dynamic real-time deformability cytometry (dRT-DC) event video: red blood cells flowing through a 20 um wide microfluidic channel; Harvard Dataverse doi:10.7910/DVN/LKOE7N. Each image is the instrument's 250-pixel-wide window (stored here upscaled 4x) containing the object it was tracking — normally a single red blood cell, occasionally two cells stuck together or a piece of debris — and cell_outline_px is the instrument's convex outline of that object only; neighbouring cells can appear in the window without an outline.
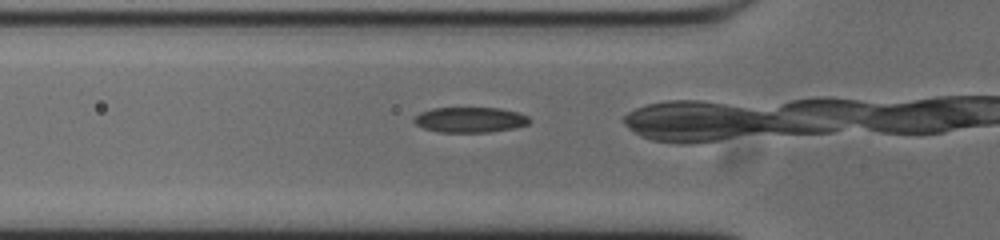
{"species": "common noctule bat (a hibernating species)", "species_latin": "Nyctalus noctula", "temperature_condition": "cold", "stored_images_in_passage": 14, "camera_frame_rate_fps": 3000, "um_per_image_px": 0.085, "animal": {"sex": "male", "body_mass_g": 20.0, "forearm_length_mm": 53.3}, "frame": {"image": 1, "passage_image": 12, "time_ms": 3.667, "image_size_px": [1000, 240], "cell_outline_px": [[532, 120], [528, 124], [512, 128], [488, 132], [440, 132], [424, 128], [416, 124], [412, 120], [420, 112], [432, 108], [500, 108], [516, 112], [528, 116]], "centroid_in_image_um": [39.95, 10.18], "position_along_channel_um": 85.9, "area_um2": 16.94}}